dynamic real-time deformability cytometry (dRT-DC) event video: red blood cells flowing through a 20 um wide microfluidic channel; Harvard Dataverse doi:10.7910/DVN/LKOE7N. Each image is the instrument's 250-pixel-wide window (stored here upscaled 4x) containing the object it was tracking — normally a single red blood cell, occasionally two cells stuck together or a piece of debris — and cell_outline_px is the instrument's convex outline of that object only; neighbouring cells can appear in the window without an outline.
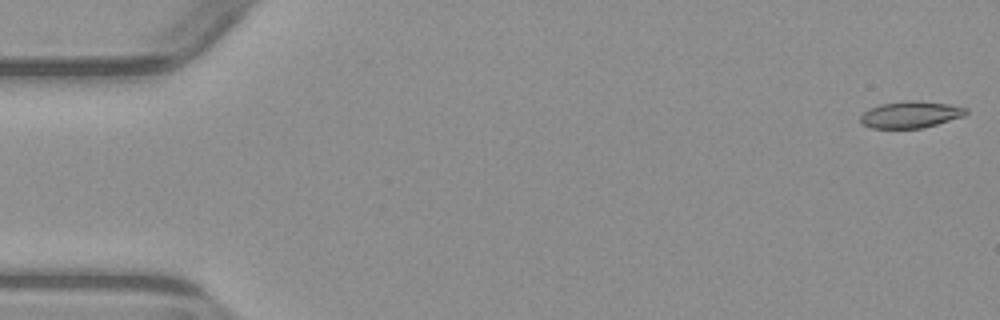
{"species": "common noctule bat (a hibernating species)", "species_latin": "Nyctalus noctula", "temperature_condition": "warm", "stored_images_in_passage": 6, "segment_of_instrument_passage": [1, 2], "camera_frame_rate_fps": 3000, "um_per_image_px": 0.085, "animal": {"sex": "male", "body_mass_g": 23.1, "forearm_length_mm": 52.7}, "frame": {"image": 1, "passage_image": 1, "time_ms": 0.0, "image_size_px": [1000, 320], "cell_outline_px": [[968, 112], [964, 116], [924, 128], [872, 128], [860, 124], [860, 116], [868, 108], [880, 104], [904, 100], [916, 100], [948, 104], [968, 108]], "centroid_in_image_um": [77.38, 9.73], "position_along_channel_um": 7.6, "area_um2": 16.65}}
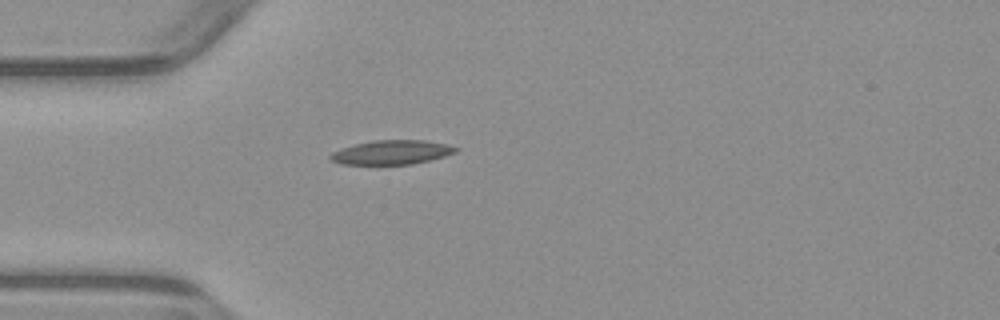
{"frame": {"image": 2, "passage_image": 5, "time_ms": 4.667, "image_size_px": [1000, 320], "cell_outline_px": [[460, 148], [456, 152], [444, 156], [412, 164], [340, 164], [332, 160], [328, 156], [332, 152], [340, 148], [372, 140], [424, 140], [448, 144]], "centroid_in_image_um": [33.29, 12.94], "position_along_channel_um": 51.7, "area_um2": 17.63}}